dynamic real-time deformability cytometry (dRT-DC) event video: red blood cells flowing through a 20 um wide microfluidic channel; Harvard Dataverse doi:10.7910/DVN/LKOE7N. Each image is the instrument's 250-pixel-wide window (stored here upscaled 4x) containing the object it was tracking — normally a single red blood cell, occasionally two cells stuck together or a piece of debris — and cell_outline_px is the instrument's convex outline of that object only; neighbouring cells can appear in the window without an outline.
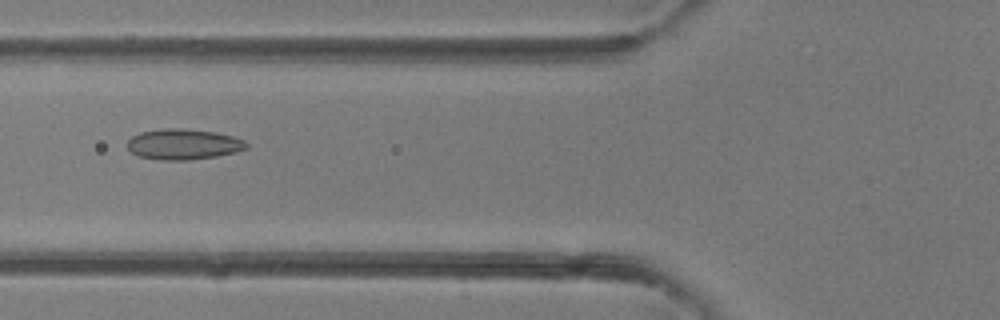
{"species": "common noctule bat (a hibernating species)", "species_latin": "Nyctalus noctula", "temperature_condition": "room temperature", "stored_images_in_passage": 42, "camera_frame_rate_fps": 3000, "um_per_image_px": 0.085, "animal": {"sex": "female"}, "frame": {"image": 1, "passage_image": 16, "time_ms": 5.0, "image_size_px": [1000, 320], "cell_outline_px": [[248, 148], [236, 152], [216, 156], [188, 160], [160, 160], [140, 156], [132, 152], [128, 148], [128, 140], [132, 136], [140, 132], [168, 128], [216, 132], [232, 136], [244, 140], [248, 144]], "centroid_in_image_um": [15.61, 12.27], "position_along_channel_um": 110.2, "area_um2": 20.98}}
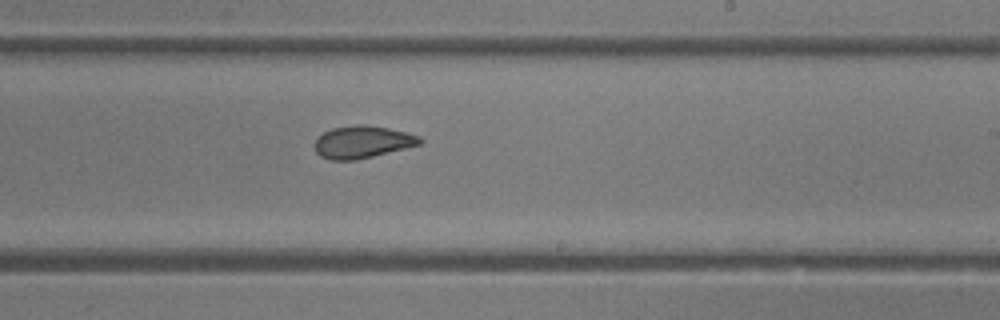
{"frame": {"image": 2, "passage_image": 25, "time_ms": 8.0, "image_size_px": [1000, 320], "cell_outline_px": [[424, 140], [420, 144], [356, 160], [328, 160], [320, 156], [316, 152], [316, 136], [332, 128], [356, 124], [364, 124], [388, 128], [408, 132], [420, 136]], "centroid_in_image_um": [30.8, 12.06], "position_along_channel_um": 258.2, "area_um2": 19.83}}
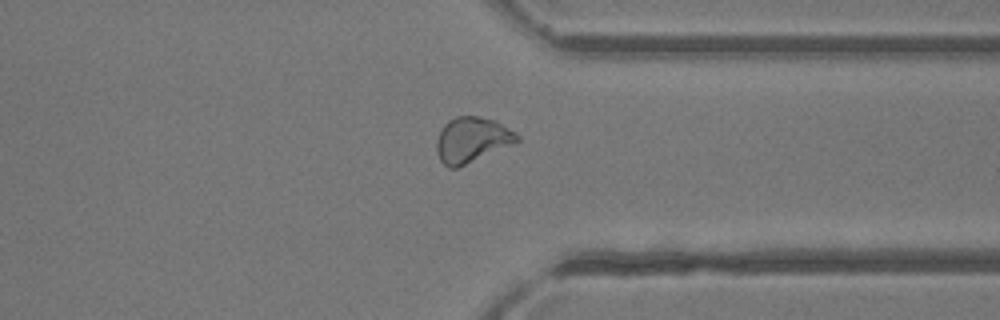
{"frame": {"image": 3, "passage_image": 32, "time_ms": 10.333, "image_size_px": [1000, 320], "cell_outline_px": [[520, 140], [512, 144], [456, 168], [448, 168], [440, 160], [436, 152], [436, 140], [440, 128], [448, 120], [456, 116], [480, 116], [492, 120], [508, 128], [520, 136]], "centroid_in_image_um": [40.05, 11.87], "position_along_channel_um": 371.3, "area_um2": 21.04}}